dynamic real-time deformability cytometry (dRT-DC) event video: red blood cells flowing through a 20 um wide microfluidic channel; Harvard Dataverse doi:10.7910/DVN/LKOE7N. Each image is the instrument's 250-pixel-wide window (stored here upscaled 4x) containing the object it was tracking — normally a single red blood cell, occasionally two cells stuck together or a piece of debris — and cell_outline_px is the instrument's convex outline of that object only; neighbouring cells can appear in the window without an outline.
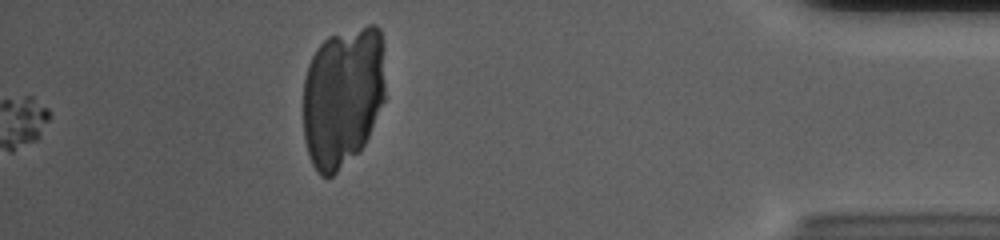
{"species": "human", "species_latin": "Homo sapiens", "temperature_condition": "cold", "stored_images_in_passage": 60, "segment_of_instrument_passage": [2, 2], "camera_frame_rate_fps": 3000, "um_per_image_px": 0.085, "donor": {"sex": "male"}, "frame": {"image": 1, "passage_image": 60, "time_ms": 19.667, "image_size_px": [1000, 240], "cell_outline_px": [[384, 100], [368, 136], [360, 152], [332, 176], [320, 176], [312, 164], [308, 156], [304, 140], [304, 80], [308, 64], [316, 48], [328, 36], [368, 24], [376, 24], [380, 28], [384, 84]], "centroid_in_image_um": [29.11, 8.22], "position_along_channel_um": 406.1, "area_um2": 67.74}}